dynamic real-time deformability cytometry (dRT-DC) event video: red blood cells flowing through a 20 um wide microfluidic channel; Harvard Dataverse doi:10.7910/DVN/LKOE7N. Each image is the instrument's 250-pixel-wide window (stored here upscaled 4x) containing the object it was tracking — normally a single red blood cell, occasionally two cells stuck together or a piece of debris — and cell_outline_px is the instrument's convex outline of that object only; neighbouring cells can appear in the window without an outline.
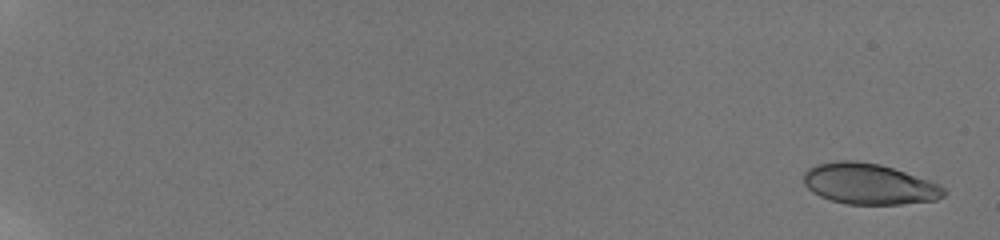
{"species": "human", "species_latin": "Homo sapiens", "temperature_condition": "room temperature", "stored_images_in_passage": 26, "camera_frame_rate_fps": 3000, "um_per_image_px": 0.085, "donor": {"sex": "male"}, "frame": {"image": 1, "passage_image": 1, "time_ms": 0.0, "image_size_px": [1000, 240], "cell_outline_px": [[944, 196], [936, 200], [900, 204], [848, 204], [832, 200], [820, 196], [812, 192], [804, 184], [804, 172], [808, 168], [816, 164], [836, 160], [856, 160], [880, 164], [904, 172], [936, 184], [944, 188]], "centroid_in_image_um": [73.8, 15.63], "position_along_channel_um": 11.2, "area_um2": 33.06}}
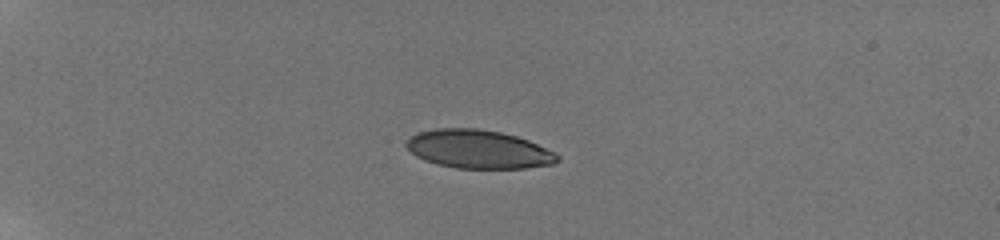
{"frame": {"image": 2, "passage_image": 11, "time_ms": 3.333, "image_size_px": [1000, 240], "cell_outline_px": [[560, 160], [552, 164], [524, 168], [456, 168], [436, 164], [416, 156], [404, 144], [404, 140], [420, 132], [436, 128], [476, 128], [500, 132], [516, 136], [528, 140], [556, 152], [560, 156]], "centroid_in_image_um": [40.67, 12.68], "position_along_channel_um": 44.3, "area_um2": 33.87}}
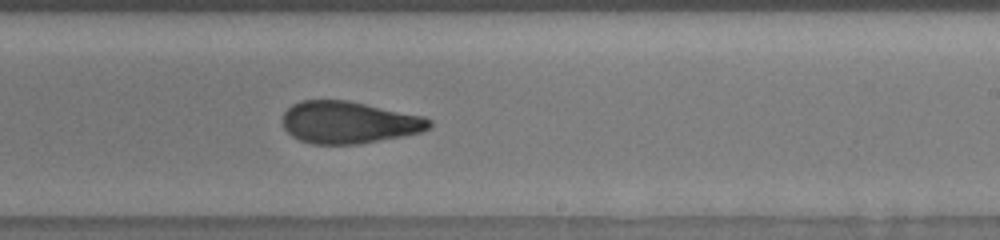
{"frame": {"image": 3, "passage_image": 26, "time_ms": 8.333, "image_size_px": [1000, 240], "cell_outline_px": [[432, 124], [428, 128], [420, 132], [404, 136], [360, 144], [312, 144], [300, 140], [292, 136], [284, 128], [284, 112], [292, 104], [300, 100], [348, 100], [424, 116], [432, 120]], "centroid_in_image_um": [29.66, 10.4], "position_along_channel_um": 259.3, "area_um2": 36.07}}